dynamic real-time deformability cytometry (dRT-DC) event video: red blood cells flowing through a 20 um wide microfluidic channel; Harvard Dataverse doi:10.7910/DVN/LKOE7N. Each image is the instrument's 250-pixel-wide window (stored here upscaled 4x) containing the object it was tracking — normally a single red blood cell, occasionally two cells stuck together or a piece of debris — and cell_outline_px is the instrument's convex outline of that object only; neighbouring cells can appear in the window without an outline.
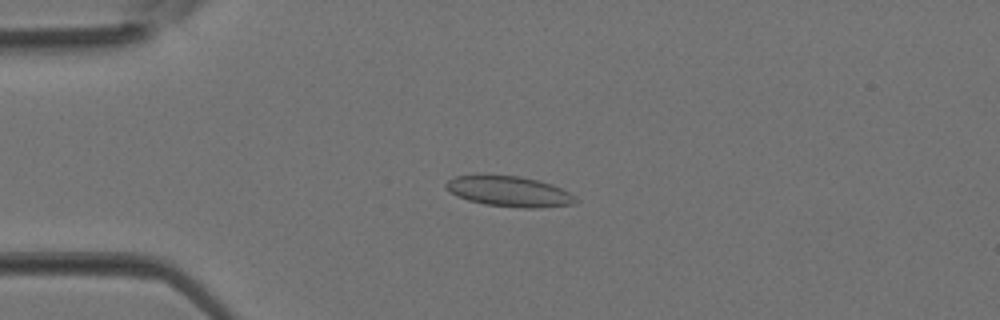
{"species": "Egyptian fruit bat (a non-hibernating species)", "species_latin": "Rousettus aegyptiacus", "temperature_condition": "room temperature", "stored_images_in_passage": 37, "camera_frame_rate_fps": 3000, "um_per_image_px": 0.085, "animal": {"sex": "female"}, "frame": {"image": 1, "passage_image": 9, "time_ms": 2.667, "image_size_px": [1000, 320], "cell_outline_px": [[576, 200], [572, 204], [540, 208], [524, 208], [484, 204], [468, 200], [456, 196], [444, 184], [448, 180], [456, 176], [520, 176], [540, 180], [552, 184], [568, 192]], "centroid_in_image_um": [43.29, 16.28], "position_along_channel_um": 41.7, "area_um2": 22.54}}
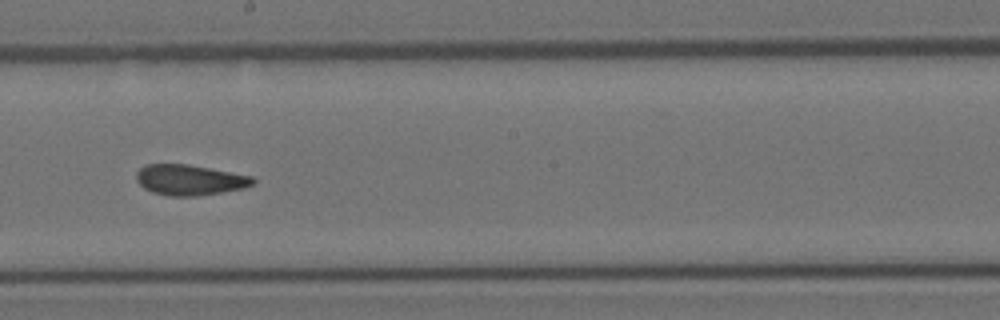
{"frame": {"image": 2, "passage_image": 21, "time_ms": 6.667, "image_size_px": [1000, 320], "cell_outline_px": [[256, 184], [244, 188], [196, 196], [172, 196], [152, 192], [144, 188], [136, 180], [136, 172], [144, 164], [188, 164], [252, 176], [256, 180]], "centroid_in_image_um": [16.12, 15.29], "position_along_channel_um": 232.1, "area_um2": 20.75}}
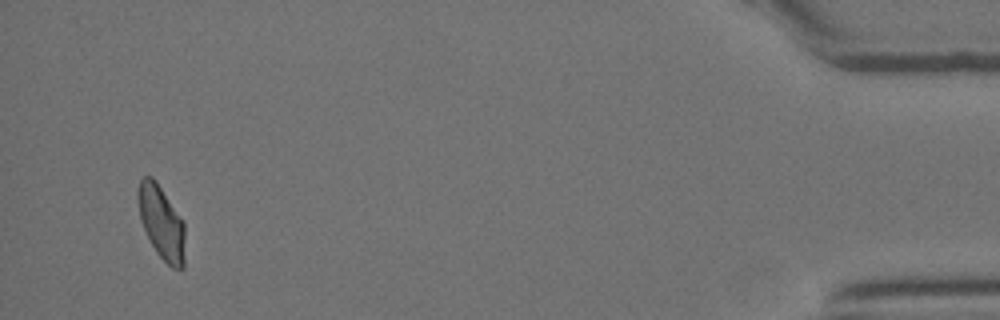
{"frame": {"image": 3, "passage_image": 36, "time_ms": 11.667, "image_size_px": [1000, 320], "cell_outline_px": [[184, 268], [172, 268], [156, 252], [144, 228], [140, 216], [140, 180], [144, 176], [152, 176], [156, 180], [184, 220]], "centroid_in_image_um": [13.78, 18.93], "position_along_channel_um": 421.4, "area_um2": 19.59}}